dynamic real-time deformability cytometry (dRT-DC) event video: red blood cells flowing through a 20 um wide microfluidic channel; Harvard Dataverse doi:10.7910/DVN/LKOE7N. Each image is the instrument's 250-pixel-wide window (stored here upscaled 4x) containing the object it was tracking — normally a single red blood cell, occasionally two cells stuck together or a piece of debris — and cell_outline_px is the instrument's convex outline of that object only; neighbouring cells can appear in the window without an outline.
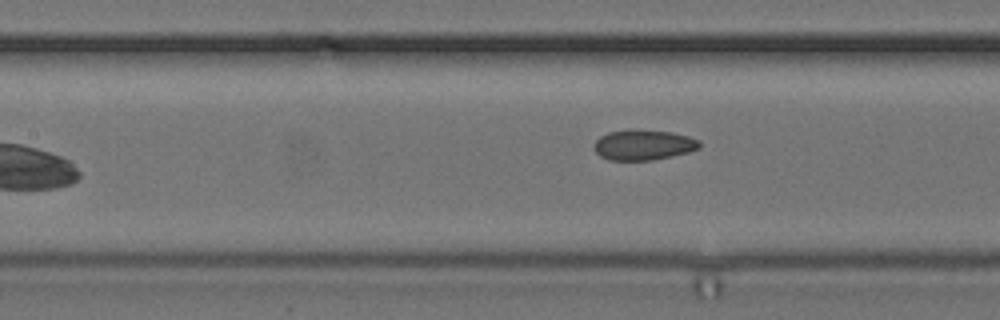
{"species": "common noctule bat (a hibernating species)", "species_latin": "Nyctalus noctula", "temperature_condition": "cold", "stored_images_in_passage": 7, "camera_frame_rate_fps": 3000, "um_per_image_px": 0.085, "animal": {"sex": "female", "body_mass_g": 24.6, "forearm_length_mm": 56.2}, "frame": {"image": 1, "passage_image": 7, "time_ms": 2.0, "image_size_px": [1000, 320], "cell_outline_px": [[700, 148], [688, 152], [652, 160], [608, 160], [600, 156], [592, 148], [592, 144], [600, 136], [608, 132], [628, 128], [632, 128], [672, 132], [688, 136], [700, 140]], "centroid_in_image_um": [54.64, 12.29], "position_along_channel_um": 152.8, "area_um2": 19.02}}